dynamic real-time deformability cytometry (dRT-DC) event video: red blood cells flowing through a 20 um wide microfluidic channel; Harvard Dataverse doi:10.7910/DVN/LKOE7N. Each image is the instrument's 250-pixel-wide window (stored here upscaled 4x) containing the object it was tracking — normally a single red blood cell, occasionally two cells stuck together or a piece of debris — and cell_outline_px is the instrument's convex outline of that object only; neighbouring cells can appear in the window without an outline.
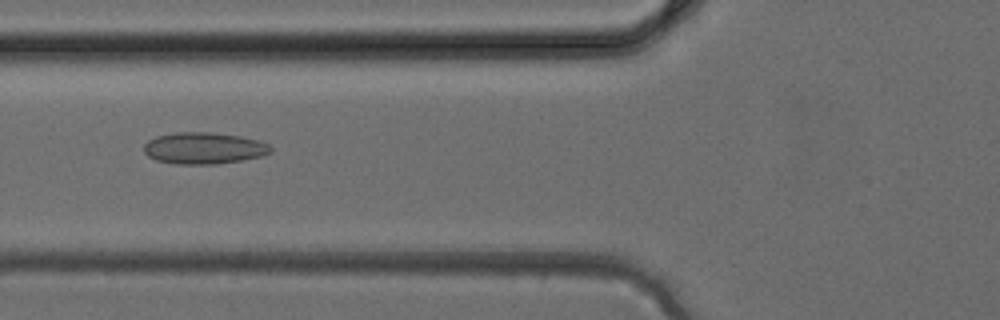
{"species": "common noctule bat (a hibernating species)", "species_latin": "Nyctalus noctula", "temperature_condition": "cold", "stored_images_in_passage": 34, "camera_frame_rate_fps": 3000, "um_per_image_px": 0.085, "animal": {"sex": "female", "body_mass_g": 24.6, "forearm_length_mm": 56.2}, "frame": {"image": 1, "passage_image": 11, "time_ms": 3.333, "image_size_px": [1000, 320], "cell_outline_px": [[272, 152], [260, 156], [240, 160], [216, 164], [176, 164], [156, 160], [148, 156], [144, 152], [144, 144], [148, 140], [156, 136], [176, 132], [212, 132], [240, 136], [256, 140], [268, 144], [272, 148]], "centroid_in_image_um": [17.3, 12.59], "position_along_channel_um": 108.5, "area_um2": 23.29}}
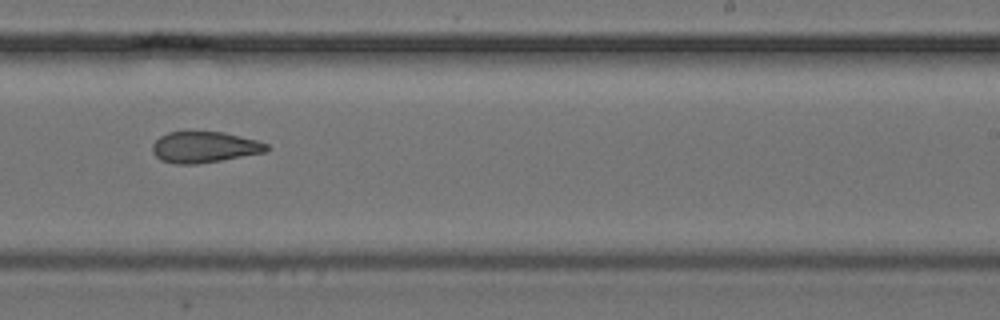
{"frame": {"image": 2, "passage_image": 20, "time_ms": 6.333, "image_size_px": [1000, 320], "cell_outline_px": [[268, 152], [196, 164], [176, 164], [160, 160], [152, 152], [152, 144], [160, 136], [168, 132], [184, 128], [188, 128], [224, 132], [256, 140], [268, 144]], "centroid_in_image_um": [17.32, 12.45], "position_along_channel_um": 271.7, "area_um2": 21.5}}
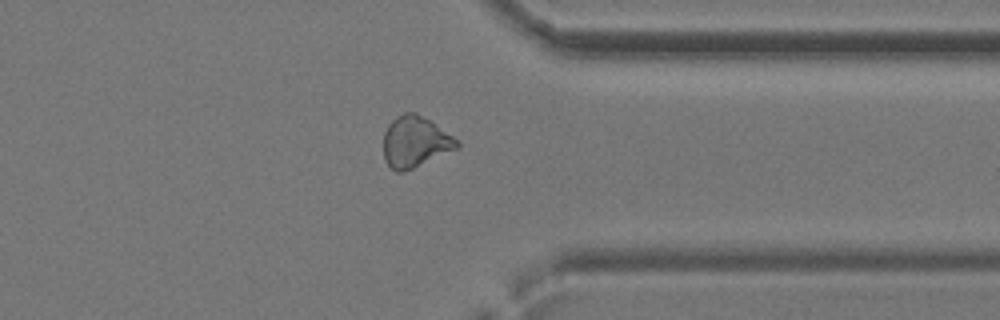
{"frame": {"image": 3, "passage_image": 26, "time_ms": 8.333, "image_size_px": [1000, 320], "cell_outline_px": [[460, 144], [456, 148], [404, 172], [396, 172], [384, 160], [384, 132], [388, 124], [396, 116], [404, 112], [416, 112], [460, 140]], "centroid_in_image_um": [35.26, 12.04], "position_along_channel_um": 376.1, "area_um2": 21.68}}